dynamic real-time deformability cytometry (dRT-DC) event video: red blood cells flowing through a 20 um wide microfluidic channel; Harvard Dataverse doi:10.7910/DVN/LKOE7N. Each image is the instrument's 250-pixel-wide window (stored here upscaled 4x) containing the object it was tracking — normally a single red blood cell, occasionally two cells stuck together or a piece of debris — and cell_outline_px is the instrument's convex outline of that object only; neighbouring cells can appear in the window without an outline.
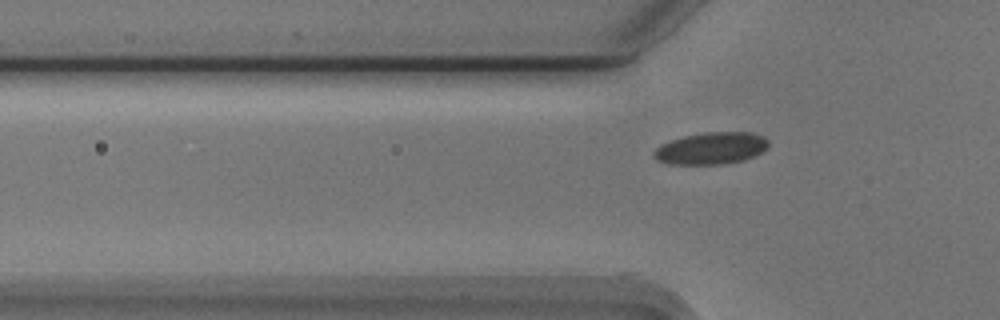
{"species": "Egyptian fruit bat (a non-hibernating species)", "species_latin": "Rousettus aegyptiacus", "temperature_condition": "cold", "stored_images_in_passage": 10, "camera_frame_rate_fps": 3000, "um_per_image_px": 0.085, "animal": {"sex": "male"}, "frame": {"image": 1, "passage_image": 10, "time_ms": 3.0, "image_size_px": [1000, 320], "cell_outline_px": [[768, 144], [760, 152], [744, 160], [720, 164], [668, 164], [656, 160], [652, 156], [652, 152], [660, 144], [684, 136], [708, 132], [748, 132], [760, 136], [768, 140]], "centroid_in_image_um": [60.37, 12.61], "position_along_channel_um": 65.4, "area_um2": 21.1}}